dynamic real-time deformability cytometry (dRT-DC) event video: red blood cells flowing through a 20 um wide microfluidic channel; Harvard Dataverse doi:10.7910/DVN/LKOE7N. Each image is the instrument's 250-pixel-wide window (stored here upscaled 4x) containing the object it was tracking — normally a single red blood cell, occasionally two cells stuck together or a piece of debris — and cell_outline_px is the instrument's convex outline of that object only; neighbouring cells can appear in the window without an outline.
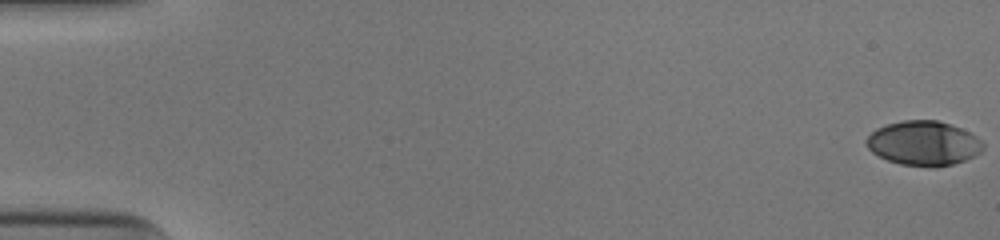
{"species": "human", "species_latin": "Homo sapiens", "temperature_condition": "cold", "stored_images_in_passage": 53, "camera_frame_rate_fps": 3000, "um_per_image_px": 0.085, "donor": {"sex": "male"}, "frame": {"image": 1, "passage_image": 1, "time_ms": 0.0, "image_size_px": [1000, 240], "cell_outline_px": [[984, 148], [976, 156], [952, 164], [900, 164], [888, 160], [872, 152], [868, 148], [864, 140], [876, 128], [888, 124], [904, 120], [936, 120], [952, 124], [976, 136], [984, 144]], "centroid_in_image_um": [78.5, 12.13], "position_along_channel_um": 6.5, "area_um2": 29.59}}
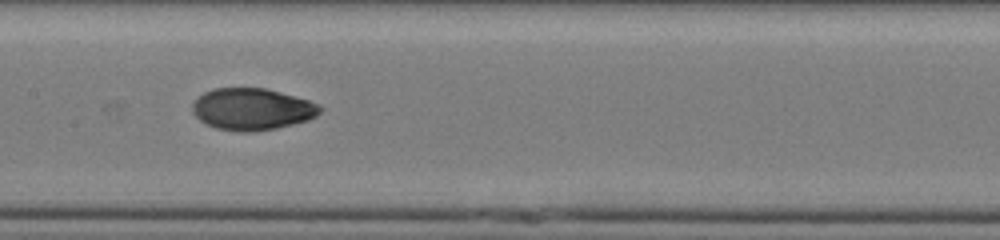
{"frame": {"image": 2, "passage_image": 28, "time_ms": 9.0, "image_size_px": [1000, 240], "cell_outline_px": [[324, 108], [316, 116], [308, 120], [276, 128], [252, 132], [240, 132], [216, 128], [204, 124], [192, 112], [192, 104], [204, 92], [212, 88], [264, 88], [280, 92], [308, 100], [320, 104]], "centroid_in_image_um": [21.43, 9.28], "position_along_channel_um": 186.0, "area_um2": 31.15}}
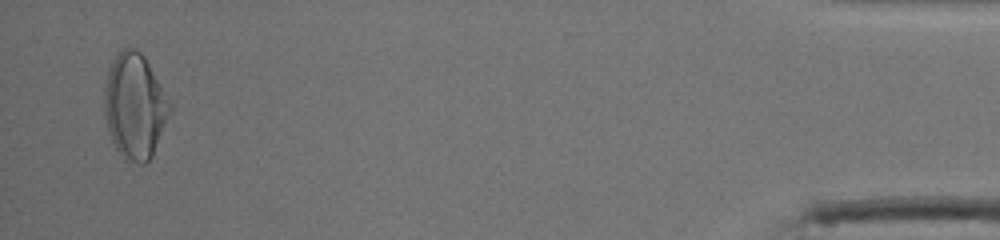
{"frame": {"image": 3, "passage_image": 52, "time_ms": 17.0, "image_size_px": [1000, 240], "cell_outline_px": [[172, 108], [152, 156], [144, 164], [140, 164], [124, 160], [120, 156], [112, 140], [104, 116], [104, 88], [108, 72], [112, 60], [124, 48], [136, 48], [144, 56], [172, 104]], "centroid_in_image_um": [11.45, 9.04], "position_along_channel_um": 423.8, "area_um2": 40.06}, "authors_computed_cell_mechanics": {"area_um2": 30.8652, "velocity_mm_per_s": 3.943, "shape_relaxation_time_tau1_ms": 3.8872, "shape_relaxation_time_tau2_ms": 1.0457, "deformation_change_tau1": 0.1794, "deformation_change_tau2": 0.041}}